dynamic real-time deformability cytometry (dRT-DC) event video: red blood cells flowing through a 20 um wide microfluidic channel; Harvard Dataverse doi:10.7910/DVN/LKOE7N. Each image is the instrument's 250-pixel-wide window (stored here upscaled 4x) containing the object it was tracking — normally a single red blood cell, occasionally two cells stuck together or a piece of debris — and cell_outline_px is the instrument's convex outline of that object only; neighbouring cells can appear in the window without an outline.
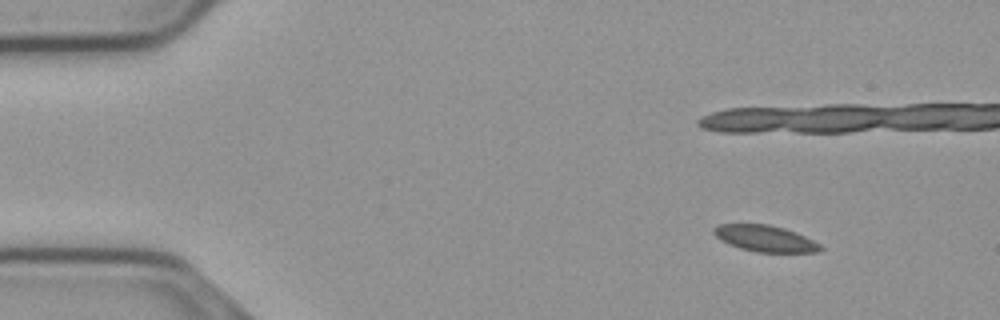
{"species": "common noctule bat (a hibernating species)", "species_latin": "Nyctalus noctula", "temperature_condition": "cold", "stored_images_in_passage": 17, "camera_frame_rate_fps": 3000, "um_per_image_px": 0.085, "animal": {"sex": "male", "body_mass_g": 23.1, "forearm_length_mm": 52.7}, "frame": {"image": 1, "passage_image": 6, "time_ms": 1.667, "image_size_px": [1000, 320], "cell_outline_px": [[824, 248], [820, 252], [756, 252], [740, 248], [728, 244], [720, 240], [712, 232], [712, 228], [720, 224], [768, 224], [784, 228], [796, 232], [820, 244]], "centroid_in_image_um": [65.02, 20.27], "position_along_channel_um": 20.0, "area_um2": 16.42}}